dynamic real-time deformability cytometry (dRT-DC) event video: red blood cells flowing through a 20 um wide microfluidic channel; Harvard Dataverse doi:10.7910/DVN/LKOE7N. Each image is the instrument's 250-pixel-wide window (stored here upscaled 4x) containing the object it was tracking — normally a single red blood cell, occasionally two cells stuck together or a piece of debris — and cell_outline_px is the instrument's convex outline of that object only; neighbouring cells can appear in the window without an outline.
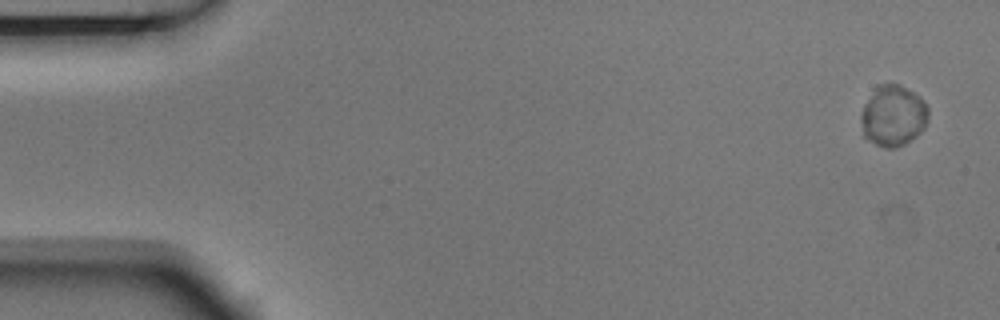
{"species": "Egyptian fruit bat (a non-hibernating species)", "species_latin": "Rousettus aegyptiacus", "temperature_condition": "room temperature", "stored_images_in_passage": 5, "camera_frame_rate_fps": 3000, "um_per_image_px": 0.085, "animal": {"sex": "male"}, "frame": {"image": 1, "passage_image": 1, "time_ms": 0.0, "image_size_px": [1000, 320], "cell_outline_px": [[928, 120], [924, 128], [916, 136], [904, 144], [896, 148], [884, 148], [876, 144], [864, 136], [860, 120], [860, 116], [864, 104], [876, 88], [880, 84], [900, 84], [920, 96], [928, 108]], "centroid_in_image_um": [75.92, 9.85], "position_along_channel_um": 9.1, "area_um2": 23.87}}
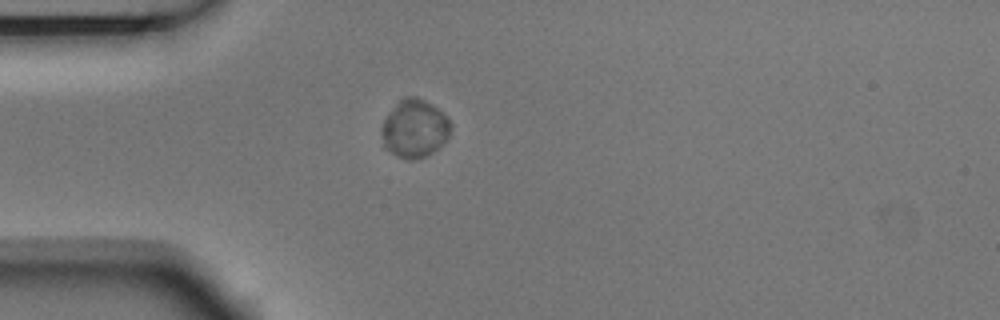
{"frame": {"image": 2, "passage_image": 5, "time_ms": 1.333, "image_size_px": [1000, 320], "cell_outline_px": [[452, 124], [448, 136], [432, 152], [424, 156], [412, 160], [408, 160], [396, 156], [384, 148], [380, 132], [380, 128], [384, 120], [396, 104], [404, 96], [416, 96], [432, 104], [444, 112]], "centroid_in_image_um": [35.21, 10.92], "position_along_channel_um": 49.8, "area_um2": 23.41}}